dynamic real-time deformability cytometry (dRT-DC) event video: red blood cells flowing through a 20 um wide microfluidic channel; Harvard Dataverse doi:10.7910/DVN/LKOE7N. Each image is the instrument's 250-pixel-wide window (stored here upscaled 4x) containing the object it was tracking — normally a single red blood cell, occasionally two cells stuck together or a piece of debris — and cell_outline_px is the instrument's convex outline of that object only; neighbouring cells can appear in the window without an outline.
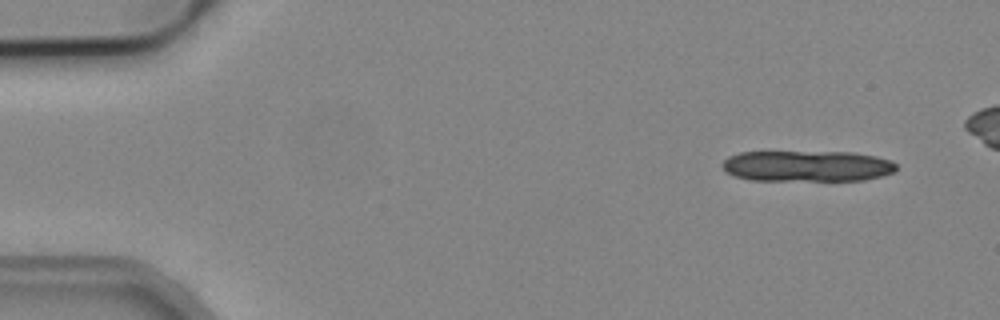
{"species": "common noctule bat (a hibernating species)", "species_latin": "Nyctalus noctula", "temperature_condition": "cold", "stored_images_in_passage": 5, "camera_frame_rate_fps": 3000, "um_per_image_px": 0.085, "animal": {"sex": "male", "body_mass_g": 19.2, "forearm_length_mm": 51.8}, "frame": {"image": 1, "passage_image": 1, "time_ms": 0.0, "image_size_px": [1000, 320], "cell_outline_px": [[896, 172], [864, 180], [748, 180], [724, 172], [720, 164], [728, 156], [740, 152], [852, 152], [876, 156], [892, 160], [896, 164]], "centroid_in_image_um": [68.58, 14.11], "position_along_channel_um": 16.4, "area_um2": 31.67}}